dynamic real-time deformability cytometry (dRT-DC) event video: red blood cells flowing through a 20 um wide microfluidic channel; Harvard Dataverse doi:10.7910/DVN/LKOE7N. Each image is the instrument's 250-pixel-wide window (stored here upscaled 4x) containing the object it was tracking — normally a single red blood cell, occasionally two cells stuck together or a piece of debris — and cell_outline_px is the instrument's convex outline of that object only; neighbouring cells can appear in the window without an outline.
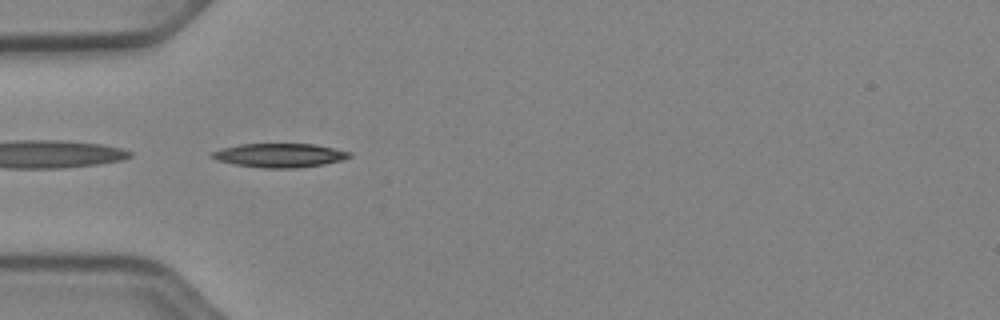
{"species": "Egyptian fruit bat (a non-hibernating species)", "species_latin": "Rousettus aegyptiacus", "temperature_condition": "cold", "stored_images_in_passage": 7, "camera_frame_rate_fps": 3000, "um_per_image_px": 0.085, "animal": {"sex": "female"}, "frame": {"image": 1, "passage_image": 1, "time_ms": 0.0, "image_size_px": [1000, 320], "cell_outline_px": [[352, 156], [344, 160], [324, 164], [296, 168], [264, 168], [236, 164], [216, 160], [208, 156], [212, 152], [220, 148], [240, 144], [316, 144], [352, 152]], "centroid_in_image_um": [23.78, 13.2], "position_along_channel_um": 61.2, "area_um2": 19.31}}
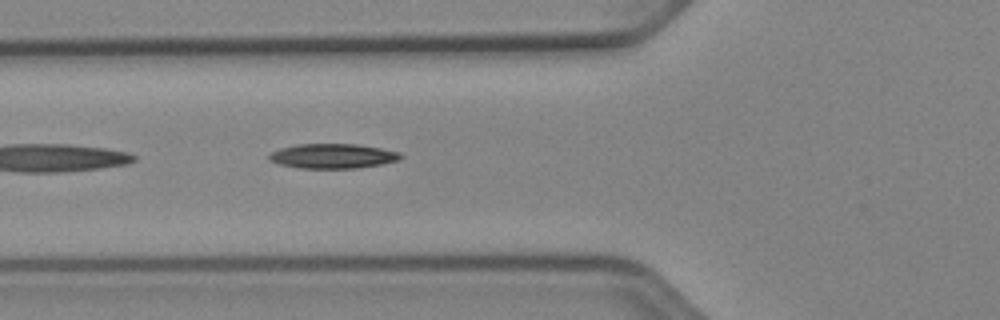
{"frame": {"image": 2, "passage_image": 4, "time_ms": 1.0, "image_size_px": [1000, 320], "cell_outline_px": [[404, 156], [400, 160], [380, 164], [356, 168], [296, 168], [280, 164], [268, 160], [268, 152], [280, 148], [296, 144], [356, 144], [380, 148], [400, 152]], "centroid_in_image_um": [28.25, 13.26], "position_along_channel_um": 97.6, "area_um2": 19.07}}